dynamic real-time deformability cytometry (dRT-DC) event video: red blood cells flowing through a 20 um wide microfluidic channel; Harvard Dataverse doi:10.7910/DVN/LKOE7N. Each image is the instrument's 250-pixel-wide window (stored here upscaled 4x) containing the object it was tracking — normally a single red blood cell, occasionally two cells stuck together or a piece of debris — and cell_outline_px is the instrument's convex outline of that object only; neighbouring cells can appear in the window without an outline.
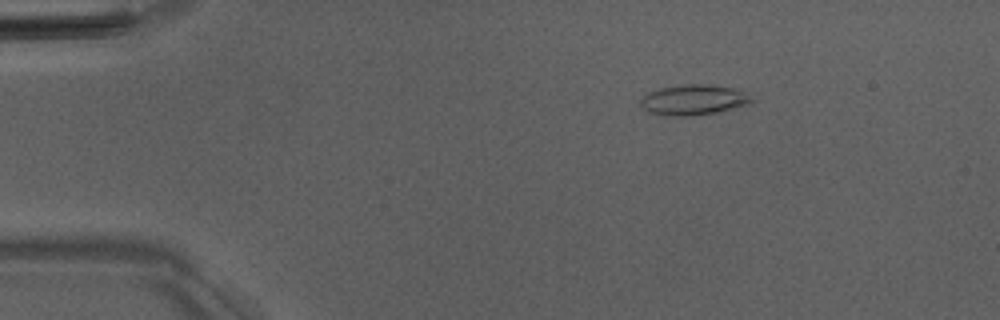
{"species": "Egyptian fruit bat (a non-hibernating species)", "species_latin": "Rousettus aegyptiacus", "temperature_condition": "room temperature", "stored_images_in_passage": 45, "camera_frame_rate_fps": 3000, "um_per_image_px": 0.085, "animal": {"sex": "male"}, "frame": {"image": 1, "passage_image": 2, "time_ms": 0.333, "image_size_px": [1000, 320], "cell_outline_px": [[752, 100], [744, 104], [732, 108], [716, 112], [692, 116], [664, 116], [648, 112], [640, 104], [640, 100], [648, 92], [660, 88], [684, 84], [708, 84], [736, 88]], "centroid_in_image_um": [58.85, 8.49], "position_along_channel_um": 26.1, "area_um2": 19.36}}
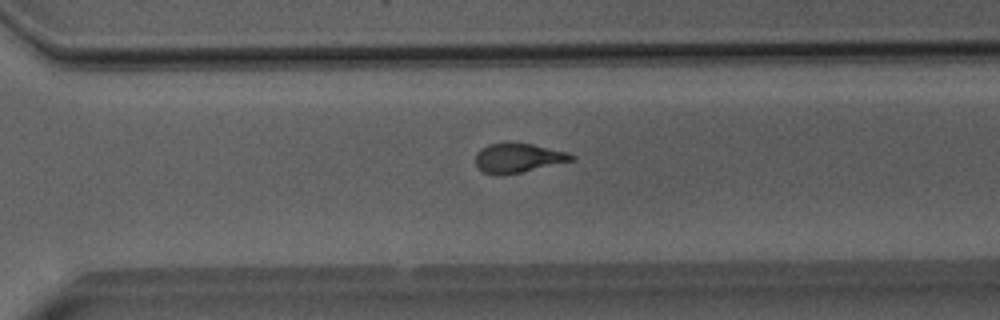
{"frame": {"image": 2, "passage_image": 30, "time_ms": 9.667, "image_size_px": [1000, 320], "cell_outline_px": [[576, 156], [572, 160], [520, 172], [500, 176], [484, 172], [476, 164], [476, 152], [480, 148], [488, 144], [532, 144], [568, 152]], "centroid_in_image_um": [44.01, 13.43], "position_along_channel_um": 326.6, "area_um2": 15.95}}
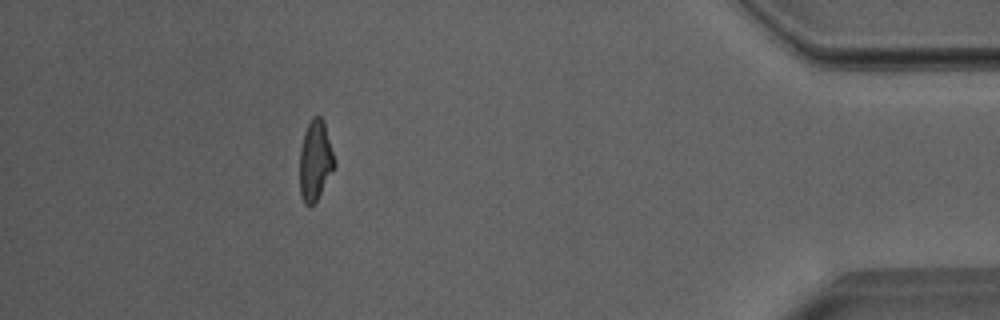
{"frame": {"image": 3, "passage_image": 40, "time_ms": 13.0, "image_size_px": [1000, 320], "cell_outline_px": [[336, 164], [316, 200], [308, 208], [304, 204], [300, 196], [300, 148], [304, 132], [312, 116], [320, 116], [324, 124]], "centroid_in_image_um": [26.76, 13.67], "position_along_channel_um": 408.4, "area_um2": 15.95}, "authors_computed_cell_mechanics": {"area_um2": 16.9354, "velocity_mm_per_s": 4.0167, "shape_relaxation_time_tau1_ms": 4.6544, "shape_relaxation_time_tau2_ms": 2.1337, "deformation_change_tau1": 0.1815, "deformation_change_tau2": 0.0887}}